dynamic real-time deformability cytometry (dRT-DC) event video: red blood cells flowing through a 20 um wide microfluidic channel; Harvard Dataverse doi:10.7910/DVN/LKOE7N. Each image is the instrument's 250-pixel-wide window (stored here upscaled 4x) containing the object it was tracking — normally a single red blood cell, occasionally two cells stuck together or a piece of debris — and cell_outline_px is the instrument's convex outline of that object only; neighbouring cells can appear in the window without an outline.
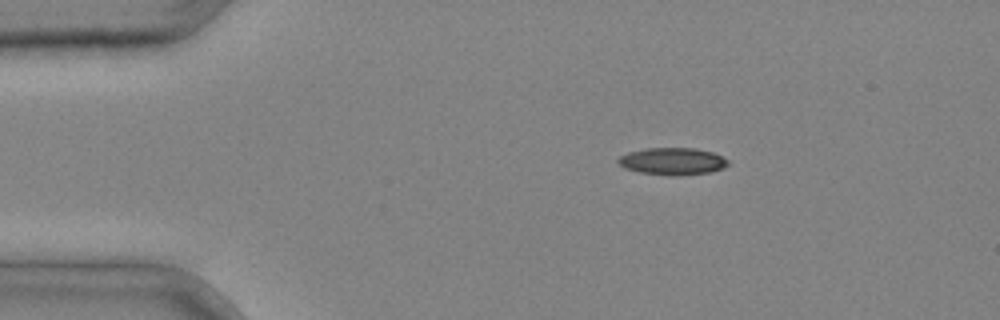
{"species": "common noctule bat (a hibernating species)", "species_latin": "Nyctalus noctula", "temperature_condition": "cold", "stored_images_in_passage": 2, "camera_frame_rate_fps": 3000, "um_per_image_px": 0.085, "animal": {"sex": "male", "body_mass_g": 20.4}, "frame": {"image": 1, "passage_image": 1, "time_ms": 0.0, "image_size_px": [1000, 320], "cell_outline_px": [[728, 164], [712, 172], [640, 172], [624, 168], [616, 160], [620, 156], [628, 152], [644, 148], [692, 148], [712, 152], [728, 160]], "centroid_in_image_um": [57.1, 13.64], "position_along_channel_um": 27.9, "area_um2": 16.18}}
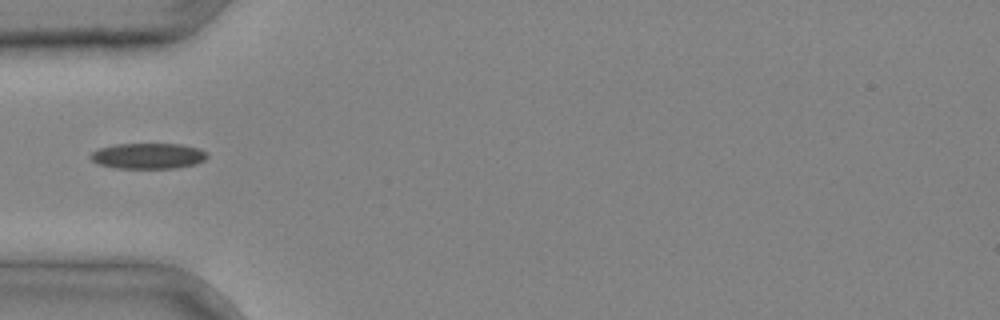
{"frame": {"image": 2, "passage_image": 2, "time_ms": 0.333, "image_size_px": [1000, 320], "cell_outline_px": [[208, 156], [204, 160], [196, 164], [176, 168], [116, 168], [100, 164], [92, 160], [88, 156], [92, 152], [100, 148], [116, 144], [184, 144], [200, 148], [208, 152]], "centroid_in_image_um": [12.64, 13.25], "position_along_channel_um": 72.4, "area_um2": 17.57}}